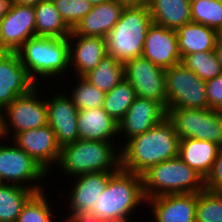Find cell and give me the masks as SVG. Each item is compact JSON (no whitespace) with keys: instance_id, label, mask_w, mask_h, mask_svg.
Segmentation results:
<instances>
[{"instance_id":"obj_1","label":"cell","mask_w":222,"mask_h":222,"mask_svg":"<svg viewBox=\"0 0 222 222\" xmlns=\"http://www.w3.org/2000/svg\"><path fill=\"white\" fill-rule=\"evenodd\" d=\"M179 137L166 117L143 134L136 135L120 147L121 169L142 175L151 166L178 157Z\"/></svg>"},{"instance_id":"obj_2","label":"cell","mask_w":222,"mask_h":222,"mask_svg":"<svg viewBox=\"0 0 222 222\" xmlns=\"http://www.w3.org/2000/svg\"><path fill=\"white\" fill-rule=\"evenodd\" d=\"M142 204H146L142 175L120 168L109 177L97 203L92 204L87 214L106 222H130Z\"/></svg>"},{"instance_id":"obj_3","label":"cell","mask_w":222,"mask_h":222,"mask_svg":"<svg viewBox=\"0 0 222 222\" xmlns=\"http://www.w3.org/2000/svg\"><path fill=\"white\" fill-rule=\"evenodd\" d=\"M16 53L39 85L47 83L48 86L49 83L51 86L50 82L53 80L56 84L55 81H61L63 75H70L68 38L34 36L23 43Z\"/></svg>"},{"instance_id":"obj_4","label":"cell","mask_w":222,"mask_h":222,"mask_svg":"<svg viewBox=\"0 0 222 222\" xmlns=\"http://www.w3.org/2000/svg\"><path fill=\"white\" fill-rule=\"evenodd\" d=\"M114 142L78 139L61 147L56 166L68 179L92 172H117L121 168V146Z\"/></svg>"},{"instance_id":"obj_5","label":"cell","mask_w":222,"mask_h":222,"mask_svg":"<svg viewBox=\"0 0 222 222\" xmlns=\"http://www.w3.org/2000/svg\"><path fill=\"white\" fill-rule=\"evenodd\" d=\"M152 17L147 5L126 4L119 21L105 36L106 53L125 63L140 57Z\"/></svg>"},{"instance_id":"obj_6","label":"cell","mask_w":222,"mask_h":222,"mask_svg":"<svg viewBox=\"0 0 222 222\" xmlns=\"http://www.w3.org/2000/svg\"><path fill=\"white\" fill-rule=\"evenodd\" d=\"M147 199L166 194L198 193L205 189V179L179 156L151 166L142 174Z\"/></svg>"},{"instance_id":"obj_7","label":"cell","mask_w":222,"mask_h":222,"mask_svg":"<svg viewBox=\"0 0 222 222\" xmlns=\"http://www.w3.org/2000/svg\"><path fill=\"white\" fill-rule=\"evenodd\" d=\"M42 87L46 89L47 86L39 85L33 91L18 96L0 112V135L2 138L11 140L17 133L48 124L45 97L47 92L45 89L42 90ZM40 90L44 91L43 97H41Z\"/></svg>"},{"instance_id":"obj_8","label":"cell","mask_w":222,"mask_h":222,"mask_svg":"<svg viewBox=\"0 0 222 222\" xmlns=\"http://www.w3.org/2000/svg\"><path fill=\"white\" fill-rule=\"evenodd\" d=\"M9 142V139L0 137V183L18 185L36 192L47 190L43 186L49 174L13 141Z\"/></svg>"},{"instance_id":"obj_9","label":"cell","mask_w":222,"mask_h":222,"mask_svg":"<svg viewBox=\"0 0 222 222\" xmlns=\"http://www.w3.org/2000/svg\"><path fill=\"white\" fill-rule=\"evenodd\" d=\"M205 84L182 63L165 69L167 109H208Z\"/></svg>"},{"instance_id":"obj_10","label":"cell","mask_w":222,"mask_h":222,"mask_svg":"<svg viewBox=\"0 0 222 222\" xmlns=\"http://www.w3.org/2000/svg\"><path fill=\"white\" fill-rule=\"evenodd\" d=\"M179 139L193 138L222 144V111L213 109H167Z\"/></svg>"},{"instance_id":"obj_11","label":"cell","mask_w":222,"mask_h":222,"mask_svg":"<svg viewBox=\"0 0 222 222\" xmlns=\"http://www.w3.org/2000/svg\"><path fill=\"white\" fill-rule=\"evenodd\" d=\"M124 75L136 97L155 100L167 110L165 69L140 56L124 63Z\"/></svg>"},{"instance_id":"obj_12","label":"cell","mask_w":222,"mask_h":222,"mask_svg":"<svg viewBox=\"0 0 222 222\" xmlns=\"http://www.w3.org/2000/svg\"><path fill=\"white\" fill-rule=\"evenodd\" d=\"M38 86L16 52L0 51V112L18 96Z\"/></svg>"},{"instance_id":"obj_13","label":"cell","mask_w":222,"mask_h":222,"mask_svg":"<svg viewBox=\"0 0 222 222\" xmlns=\"http://www.w3.org/2000/svg\"><path fill=\"white\" fill-rule=\"evenodd\" d=\"M11 140L49 174V179L56 169L53 166L57 165L61 149L53 129L47 124L17 133Z\"/></svg>"},{"instance_id":"obj_14","label":"cell","mask_w":222,"mask_h":222,"mask_svg":"<svg viewBox=\"0 0 222 222\" xmlns=\"http://www.w3.org/2000/svg\"><path fill=\"white\" fill-rule=\"evenodd\" d=\"M35 25L34 6L12 2L0 22V51L16 52L29 38L36 36Z\"/></svg>"},{"instance_id":"obj_15","label":"cell","mask_w":222,"mask_h":222,"mask_svg":"<svg viewBox=\"0 0 222 222\" xmlns=\"http://www.w3.org/2000/svg\"><path fill=\"white\" fill-rule=\"evenodd\" d=\"M166 117L167 111L163 105L155 100L136 97L128 112L118 122L119 139L116 142L118 141V145L120 143L122 146L124 141L143 134L156 124L161 123Z\"/></svg>"},{"instance_id":"obj_16","label":"cell","mask_w":222,"mask_h":222,"mask_svg":"<svg viewBox=\"0 0 222 222\" xmlns=\"http://www.w3.org/2000/svg\"><path fill=\"white\" fill-rule=\"evenodd\" d=\"M46 96L48 125L53 129L60 147L79 139L77 116L78 109L67 93L59 89ZM51 97H50V96ZM48 97V98H47Z\"/></svg>"},{"instance_id":"obj_17","label":"cell","mask_w":222,"mask_h":222,"mask_svg":"<svg viewBox=\"0 0 222 222\" xmlns=\"http://www.w3.org/2000/svg\"><path fill=\"white\" fill-rule=\"evenodd\" d=\"M115 172H92L71 177L73 179L69 185L70 191L67 198L69 204L68 216L62 220L69 221L74 215L87 213L93 203H97L100 194L104 191L109 177ZM74 183V184H73Z\"/></svg>"},{"instance_id":"obj_18","label":"cell","mask_w":222,"mask_h":222,"mask_svg":"<svg viewBox=\"0 0 222 222\" xmlns=\"http://www.w3.org/2000/svg\"><path fill=\"white\" fill-rule=\"evenodd\" d=\"M142 56L163 69L181 63L176 30L152 23L146 33Z\"/></svg>"},{"instance_id":"obj_19","label":"cell","mask_w":222,"mask_h":222,"mask_svg":"<svg viewBox=\"0 0 222 222\" xmlns=\"http://www.w3.org/2000/svg\"><path fill=\"white\" fill-rule=\"evenodd\" d=\"M153 222H195L197 193L166 194L146 200Z\"/></svg>"},{"instance_id":"obj_20","label":"cell","mask_w":222,"mask_h":222,"mask_svg":"<svg viewBox=\"0 0 222 222\" xmlns=\"http://www.w3.org/2000/svg\"><path fill=\"white\" fill-rule=\"evenodd\" d=\"M68 42L69 68L73 77L84 76L95 69L107 55L105 38L82 36L71 32Z\"/></svg>"},{"instance_id":"obj_21","label":"cell","mask_w":222,"mask_h":222,"mask_svg":"<svg viewBox=\"0 0 222 222\" xmlns=\"http://www.w3.org/2000/svg\"><path fill=\"white\" fill-rule=\"evenodd\" d=\"M126 3L112 0L94 5L91 11L72 29L77 35L105 38L108 32L119 21Z\"/></svg>"},{"instance_id":"obj_22","label":"cell","mask_w":222,"mask_h":222,"mask_svg":"<svg viewBox=\"0 0 222 222\" xmlns=\"http://www.w3.org/2000/svg\"><path fill=\"white\" fill-rule=\"evenodd\" d=\"M77 127L79 139L90 141L119 139L118 123L103 107L78 110Z\"/></svg>"},{"instance_id":"obj_23","label":"cell","mask_w":222,"mask_h":222,"mask_svg":"<svg viewBox=\"0 0 222 222\" xmlns=\"http://www.w3.org/2000/svg\"><path fill=\"white\" fill-rule=\"evenodd\" d=\"M220 146L193 138L179 139L178 156L204 179L210 174Z\"/></svg>"},{"instance_id":"obj_24","label":"cell","mask_w":222,"mask_h":222,"mask_svg":"<svg viewBox=\"0 0 222 222\" xmlns=\"http://www.w3.org/2000/svg\"><path fill=\"white\" fill-rule=\"evenodd\" d=\"M152 22L158 26L177 30L192 22L190 0H149Z\"/></svg>"},{"instance_id":"obj_25","label":"cell","mask_w":222,"mask_h":222,"mask_svg":"<svg viewBox=\"0 0 222 222\" xmlns=\"http://www.w3.org/2000/svg\"><path fill=\"white\" fill-rule=\"evenodd\" d=\"M182 59L189 54L213 51L217 42L216 30L190 22L176 30Z\"/></svg>"},{"instance_id":"obj_26","label":"cell","mask_w":222,"mask_h":222,"mask_svg":"<svg viewBox=\"0 0 222 222\" xmlns=\"http://www.w3.org/2000/svg\"><path fill=\"white\" fill-rule=\"evenodd\" d=\"M36 15L35 35L68 38L72 29L56 10L52 0H43L34 6Z\"/></svg>"},{"instance_id":"obj_27","label":"cell","mask_w":222,"mask_h":222,"mask_svg":"<svg viewBox=\"0 0 222 222\" xmlns=\"http://www.w3.org/2000/svg\"><path fill=\"white\" fill-rule=\"evenodd\" d=\"M36 191L0 183V222H16L24 205Z\"/></svg>"},{"instance_id":"obj_28","label":"cell","mask_w":222,"mask_h":222,"mask_svg":"<svg viewBox=\"0 0 222 222\" xmlns=\"http://www.w3.org/2000/svg\"><path fill=\"white\" fill-rule=\"evenodd\" d=\"M83 77L98 90L109 92L125 79L124 63L106 55L95 69Z\"/></svg>"},{"instance_id":"obj_29","label":"cell","mask_w":222,"mask_h":222,"mask_svg":"<svg viewBox=\"0 0 222 222\" xmlns=\"http://www.w3.org/2000/svg\"><path fill=\"white\" fill-rule=\"evenodd\" d=\"M135 98L134 88L124 79L111 91L106 92L103 108L118 123L128 112Z\"/></svg>"},{"instance_id":"obj_30","label":"cell","mask_w":222,"mask_h":222,"mask_svg":"<svg viewBox=\"0 0 222 222\" xmlns=\"http://www.w3.org/2000/svg\"><path fill=\"white\" fill-rule=\"evenodd\" d=\"M77 81V82H76ZM76 82V83H75ZM73 87H69L66 91L67 95L78 110L103 107L105 92L98 90L94 85L90 84L83 76H76Z\"/></svg>"},{"instance_id":"obj_31","label":"cell","mask_w":222,"mask_h":222,"mask_svg":"<svg viewBox=\"0 0 222 222\" xmlns=\"http://www.w3.org/2000/svg\"><path fill=\"white\" fill-rule=\"evenodd\" d=\"M49 201L46 190L36 192L24 205L16 222H54V205Z\"/></svg>"},{"instance_id":"obj_32","label":"cell","mask_w":222,"mask_h":222,"mask_svg":"<svg viewBox=\"0 0 222 222\" xmlns=\"http://www.w3.org/2000/svg\"><path fill=\"white\" fill-rule=\"evenodd\" d=\"M188 69L192 70L200 79L208 81L222 74L214 51H206L186 55L182 61Z\"/></svg>"},{"instance_id":"obj_33","label":"cell","mask_w":222,"mask_h":222,"mask_svg":"<svg viewBox=\"0 0 222 222\" xmlns=\"http://www.w3.org/2000/svg\"><path fill=\"white\" fill-rule=\"evenodd\" d=\"M195 222H222V193L206 188L197 193Z\"/></svg>"},{"instance_id":"obj_34","label":"cell","mask_w":222,"mask_h":222,"mask_svg":"<svg viewBox=\"0 0 222 222\" xmlns=\"http://www.w3.org/2000/svg\"><path fill=\"white\" fill-rule=\"evenodd\" d=\"M191 20L217 31L222 26V0L191 2Z\"/></svg>"},{"instance_id":"obj_35","label":"cell","mask_w":222,"mask_h":222,"mask_svg":"<svg viewBox=\"0 0 222 222\" xmlns=\"http://www.w3.org/2000/svg\"><path fill=\"white\" fill-rule=\"evenodd\" d=\"M66 24L73 29L92 9L87 0H52Z\"/></svg>"},{"instance_id":"obj_36","label":"cell","mask_w":222,"mask_h":222,"mask_svg":"<svg viewBox=\"0 0 222 222\" xmlns=\"http://www.w3.org/2000/svg\"><path fill=\"white\" fill-rule=\"evenodd\" d=\"M208 108L222 111V74L205 84Z\"/></svg>"},{"instance_id":"obj_37","label":"cell","mask_w":222,"mask_h":222,"mask_svg":"<svg viewBox=\"0 0 222 222\" xmlns=\"http://www.w3.org/2000/svg\"><path fill=\"white\" fill-rule=\"evenodd\" d=\"M205 188L222 193V148L220 147L210 174L205 179Z\"/></svg>"},{"instance_id":"obj_38","label":"cell","mask_w":222,"mask_h":222,"mask_svg":"<svg viewBox=\"0 0 222 222\" xmlns=\"http://www.w3.org/2000/svg\"><path fill=\"white\" fill-rule=\"evenodd\" d=\"M68 222H106L87 213L74 215Z\"/></svg>"},{"instance_id":"obj_39","label":"cell","mask_w":222,"mask_h":222,"mask_svg":"<svg viewBox=\"0 0 222 222\" xmlns=\"http://www.w3.org/2000/svg\"><path fill=\"white\" fill-rule=\"evenodd\" d=\"M12 0H0V22L9 11Z\"/></svg>"},{"instance_id":"obj_40","label":"cell","mask_w":222,"mask_h":222,"mask_svg":"<svg viewBox=\"0 0 222 222\" xmlns=\"http://www.w3.org/2000/svg\"><path fill=\"white\" fill-rule=\"evenodd\" d=\"M213 51L222 69V42L217 41Z\"/></svg>"},{"instance_id":"obj_41","label":"cell","mask_w":222,"mask_h":222,"mask_svg":"<svg viewBox=\"0 0 222 222\" xmlns=\"http://www.w3.org/2000/svg\"><path fill=\"white\" fill-rule=\"evenodd\" d=\"M43 0H12L15 4L27 5V6H35L38 5Z\"/></svg>"},{"instance_id":"obj_42","label":"cell","mask_w":222,"mask_h":222,"mask_svg":"<svg viewBox=\"0 0 222 222\" xmlns=\"http://www.w3.org/2000/svg\"><path fill=\"white\" fill-rule=\"evenodd\" d=\"M126 4L147 5L149 0H124Z\"/></svg>"},{"instance_id":"obj_43","label":"cell","mask_w":222,"mask_h":222,"mask_svg":"<svg viewBox=\"0 0 222 222\" xmlns=\"http://www.w3.org/2000/svg\"><path fill=\"white\" fill-rule=\"evenodd\" d=\"M88 2H90L92 4V6L94 5H98V4H101V3H106V2H109V1H112V0H87Z\"/></svg>"},{"instance_id":"obj_44","label":"cell","mask_w":222,"mask_h":222,"mask_svg":"<svg viewBox=\"0 0 222 222\" xmlns=\"http://www.w3.org/2000/svg\"><path fill=\"white\" fill-rule=\"evenodd\" d=\"M217 41L222 42V26L216 31Z\"/></svg>"},{"instance_id":"obj_45","label":"cell","mask_w":222,"mask_h":222,"mask_svg":"<svg viewBox=\"0 0 222 222\" xmlns=\"http://www.w3.org/2000/svg\"><path fill=\"white\" fill-rule=\"evenodd\" d=\"M196 1H207V0H190V2H196Z\"/></svg>"}]
</instances>
